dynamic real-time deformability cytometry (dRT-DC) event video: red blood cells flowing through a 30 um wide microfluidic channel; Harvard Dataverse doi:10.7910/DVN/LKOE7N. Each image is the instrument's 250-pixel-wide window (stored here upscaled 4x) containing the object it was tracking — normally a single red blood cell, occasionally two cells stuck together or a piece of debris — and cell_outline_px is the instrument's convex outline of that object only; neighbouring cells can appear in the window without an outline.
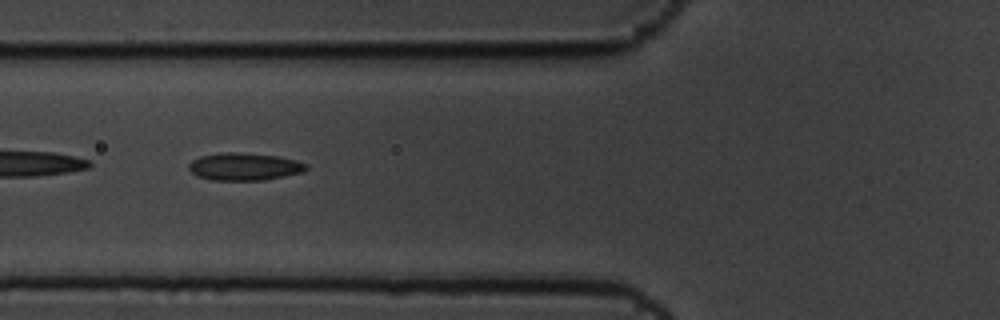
{"species": "common noctule bat (a hibernating species)", "species_latin": "Nyctalus noctula", "temperature_condition": "cold", "stored_images_in_passage": 3, "camera_frame_rate_fps": 3000, "um_per_image_px": 0.085, "animal": {"sex": "male", "body_mass_g": 19.5, "forearm_length_mm": 54.6}, "frame": {"image": 1, "passage_image": 2, "time_ms": 0.333, "image_size_px": [1000, 320], "cell_outline_px": [[308, 168], [304, 172], [264, 180], [212, 180], [196, 176], [188, 168], [188, 164], [192, 160], [200, 156], [224, 152], [236, 152], [276, 156], [296, 160], [308, 164]], "centroid_in_image_um": [20.77, 14.16], "position_along_channel_um": 105.0, "area_um2": 18.84}}